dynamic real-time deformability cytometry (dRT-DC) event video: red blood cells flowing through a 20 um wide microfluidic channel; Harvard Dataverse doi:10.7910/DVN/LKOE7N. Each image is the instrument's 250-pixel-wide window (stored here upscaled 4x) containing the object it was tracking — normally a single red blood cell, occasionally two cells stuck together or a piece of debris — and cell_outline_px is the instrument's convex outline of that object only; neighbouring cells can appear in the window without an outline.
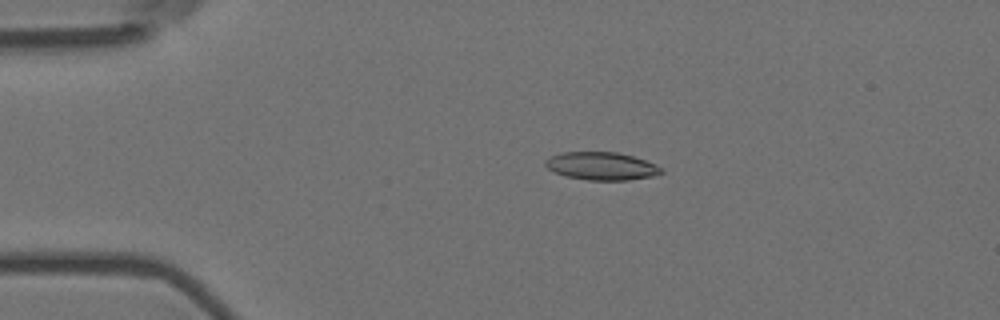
{"species": "Egyptian fruit bat (a non-hibernating species)", "species_latin": "Rousettus aegyptiacus", "temperature_condition": "room temperature", "stored_images_in_passage": 6, "camera_frame_rate_fps": 3000, "um_per_image_px": 0.085, "animal": {"sex": "female"}, "frame": {"image": 1, "passage_image": 4, "time_ms": 1.0, "image_size_px": [1000, 320], "cell_outline_px": [[664, 172], [652, 176], [628, 180], [588, 180], [568, 176], [556, 172], [548, 168], [544, 164], [544, 160], [552, 156], [564, 152], [616, 152], [632, 156], [656, 164]], "centroid_in_image_um": [51.13, 14.11], "position_along_channel_um": 33.9, "area_um2": 18.55}}
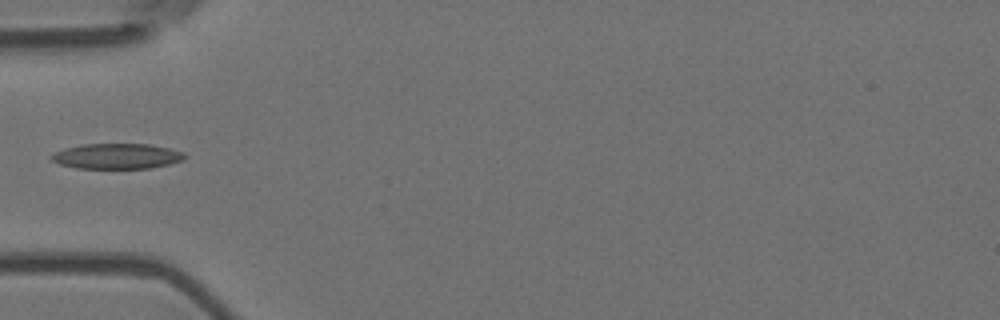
{"frame": {"image": 2, "passage_image": 6, "time_ms": 1.667, "image_size_px": [1000, 320], "cell_outline_px": [[184, 160], [152, 168], [76, 168], [60, 164], [52, 160], [48, 156], [64, 148], [80, 144], [148, 144], [168, 148], [184, 152]], "centroid_in_image_um": [9.91, 13.27], "position_along_channel_um": 75.1, "area_um2": 19.65}}